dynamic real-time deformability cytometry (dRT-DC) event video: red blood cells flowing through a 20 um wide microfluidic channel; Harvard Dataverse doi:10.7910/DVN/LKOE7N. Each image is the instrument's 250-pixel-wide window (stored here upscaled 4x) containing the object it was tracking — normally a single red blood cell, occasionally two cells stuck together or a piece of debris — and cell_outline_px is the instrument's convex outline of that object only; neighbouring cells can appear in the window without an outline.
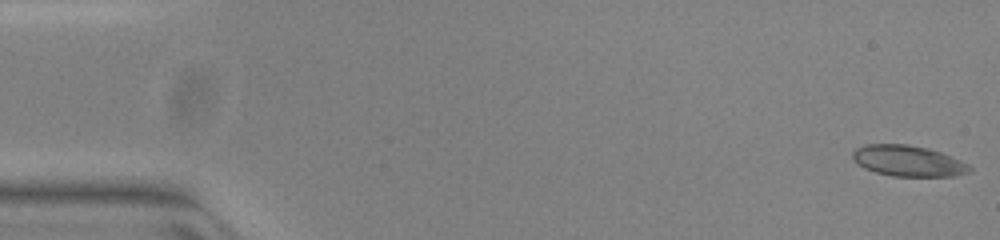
{"species": "common noctule bat (a hibernating species)", "species_latin": "Nyctalus noctula", "temperature_condition": "warm", "stored_images_in_passage": 51, "camera_frame_rate_fps": 3000, "um_per_image_px": 0.085, "animal": {"sex": "female", "body_mass_g": 23.0, "forearm_length_mm": 53.4}, "frame": {"image": 1, "passage_image": 1, "time_ms": 0.0, "image_size_px": [1000, 240], "cell_outline_px": [[972, 168], [968, 172], [952, 176], [892, 176], [876, 172], [864, 168], [852, 160], [852, 152], [856, 148], [864, 144], [908, 144], [928, 148], [940, 152], [960, 160], [968, 164]], "centroid_in_image_um": [77.14, 13.67], "position_along_channel_um": 7.9, "area_um2": 21.04}}
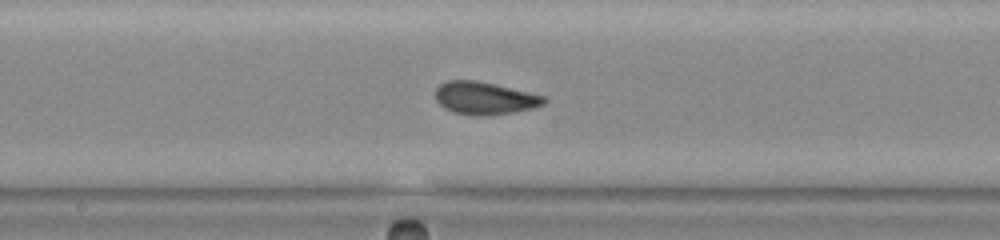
{"frame": {"image": 2, "passage_image": 27, "time_ms": 8.667, "image_size_px": [1000, 240], "cell_outline_px": [[548, 100], [544, 104], [532, 108], [512, 112], [480, 116], [456, 112], [440, 104], [436, 100], [436, 88], [440, 84], [448, 80], [476, 80], [548, 96]], "centroid_in_image_um": [41.25, 8.32], "position_along_channel_um": 207.0, "area_um2": 20.4}}
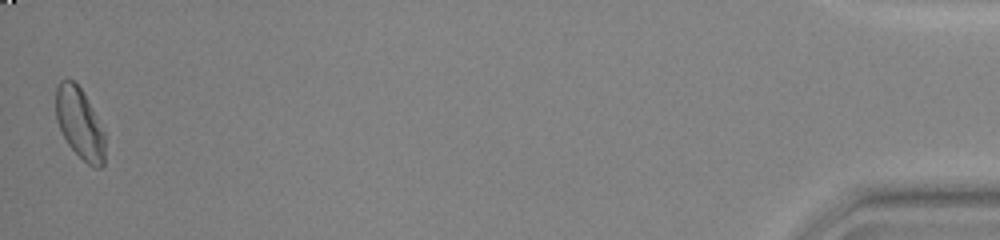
{"frame": {"image": 3, "passage_image": 51, "time_ms": 16.667, "image_size_px": [1000, 240], "cell_outline_px": [[104, 164], [100, 168], [96, 168], [88, 164], [68, 144], [56, 120], [56, 88], [60, 80], [68, 76], [80, 88], [92, 108], [104, 132]], "centroid_in_image_um": [6.76, 10.46], "position_along_channel_um": 428.4, "area_um2": 20.0}, "authors_computed_cell_mechanics": {"area_um2": 20.23, "velocity_mm_per_s": 3.9776, "shape_relaxation_time_tau1_ms": 4.924, "shape_relaxation_time_tau2_ms": 1.1148, "deformation_change_tau1": 0.1392, "deformation_change_tau2": 0.0623}}